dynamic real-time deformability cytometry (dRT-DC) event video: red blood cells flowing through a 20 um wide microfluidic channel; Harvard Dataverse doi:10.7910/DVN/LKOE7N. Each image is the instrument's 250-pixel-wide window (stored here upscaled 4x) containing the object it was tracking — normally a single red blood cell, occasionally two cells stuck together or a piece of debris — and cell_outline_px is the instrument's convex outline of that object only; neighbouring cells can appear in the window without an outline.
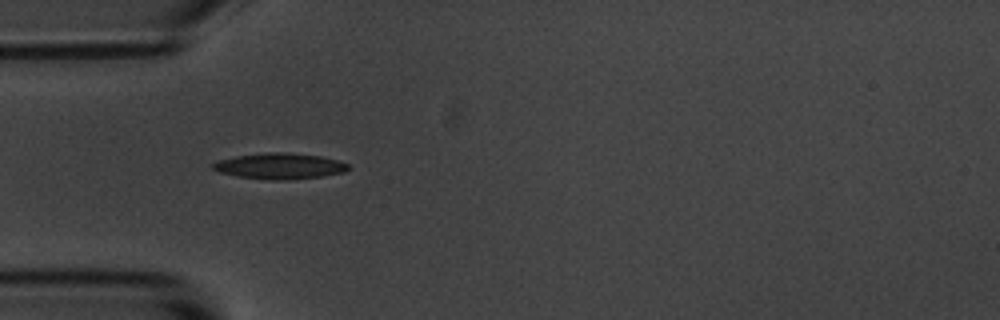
{"species": "common noctule bat (a hibernating species)", "species_latin": "Nyctalus noctula", "temperature_condition": "room temperature", "stored_images_in_passage": 39, "camera_frame_rate_fps": 3000, "um_per_image_px": 0.085, "animal": {"sex": "male", "body_mass_g": 20.1, "forearm_length_mm": 53.5}, "frame": {"image": 1, "passage_image": 1, "time_ms": 0.0, "image_size_px": [1000, 320], "cell_outline_px": [[348, 168], [344, 172], [320, 176], [284, 180], [272, 180], [236, 176], [220, 172], [212, 168], [212, 164], [216, 160], [236, 156], [268, 152], [288, 152], [320, 156], [340, 160], [348, 164]], "centroid_in_image_um": [23.75, 14.1], "position_along_channel_um": 61.2, "area_um2": 20.35}}
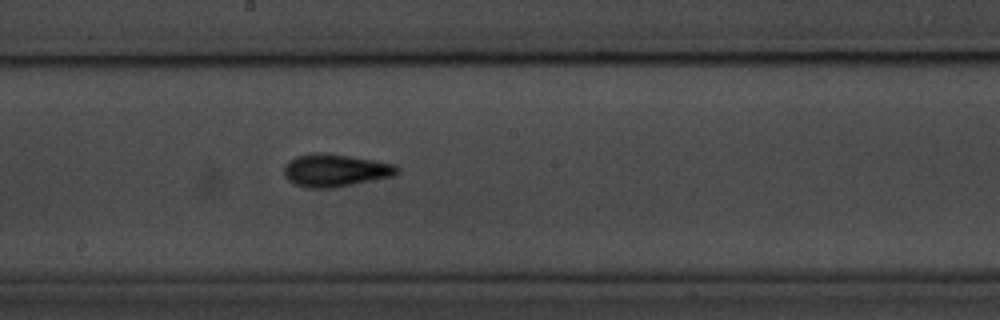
{"frame": {"image": 2, "passage_image": 14, "time_ms": 4.333, "image_size_px": [1000, 320], "cell_outline_px": [[400, 172], [392, 176], [332, 188], [308, 188], [292, 184], [284, 176], [284, 164], [288, 160], [296, 156], [316, 152], [324, 152], [396, 164], [400, 168]], "centroid_in_image_um": [28.45, 14.48], "position_along_channel_um": 219.7, "area_um2": 21.62}}
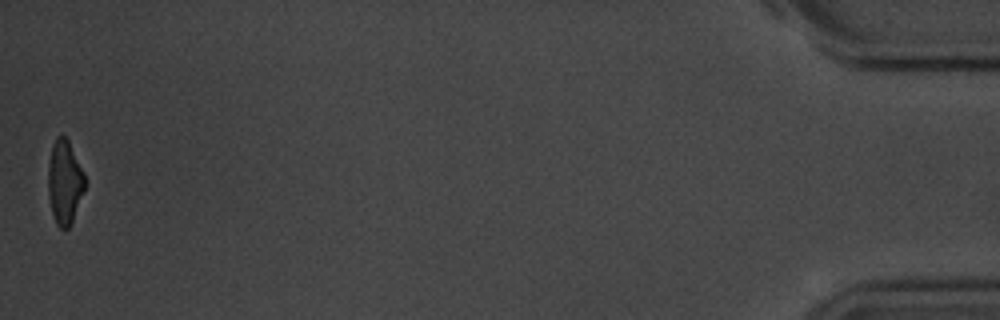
{"frame": {"image": 3, "passage_image": 39, "time_ms": 12.667, "image_size_px": [1000, 320], "cell_outline_px": [[84, 188], [72, 220], [68, 228], [60, 228], [56, 224], [52, 212], [48, 196], [48, 164], [52, 144], [56, 136], [64, 136], [68, 140], [84, 172]], "centroid_in_image_um": [5.46, 15.45], "position_along_channel_um": 429.7, "area_um2": 17.69}, "authors_computed_cell_mechanics": {"area_um2": 19.4786, "velocity_mm_per_s": 3.6755, "shape_relaxation_time_tau1_ms": 2.9293, "shape_relaxation_time_tau2_ms": 2.7224, "deformation_change_tau1": 0.1541, "deformation_change_tau2": 0.082}}